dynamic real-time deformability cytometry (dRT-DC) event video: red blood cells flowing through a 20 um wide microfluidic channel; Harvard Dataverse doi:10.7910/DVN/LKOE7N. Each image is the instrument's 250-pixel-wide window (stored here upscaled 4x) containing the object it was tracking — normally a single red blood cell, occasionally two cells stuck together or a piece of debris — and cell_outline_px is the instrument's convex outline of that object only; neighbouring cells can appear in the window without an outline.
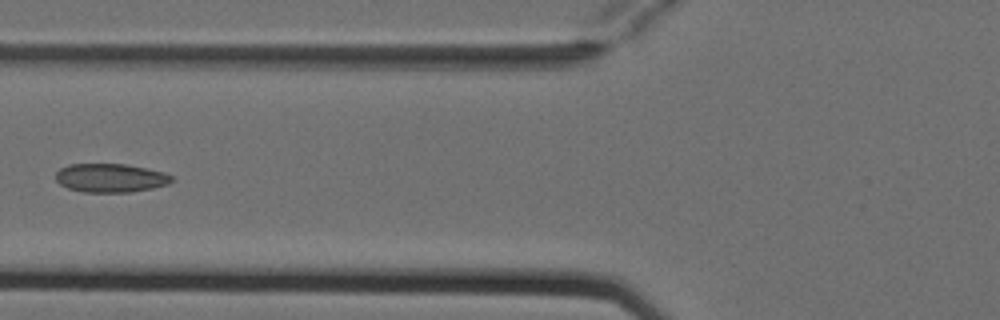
{"species": "Egyptian fruit bat (a non-hibernating species)", "species_latin": "Rousettus aegyptiacus", "temperature_condition": "cold", "stored_images_in_passage": 6, "camera_frame_rate_fps": 3000, "um_per_image_px": 0.085, "animal": {"sex": "female"}, "frame": {"image": 1, "passage_image": 5, "time_ms": 1.333, "image_size_px": [1000, 320], "cell_outline_px": [[172, 180], [168, 184], [152, 188], [132, 192], [84, 192], [68, 188], [60, 184], [56, 180], [56, 172], [60, 168], [68, 164], [124, 164], [164, 172], [172, 176]], "centroid_in_image_um": [9.37, 15.12], "position_along_channel_um": 116.4, "area_um2": 19.31}}
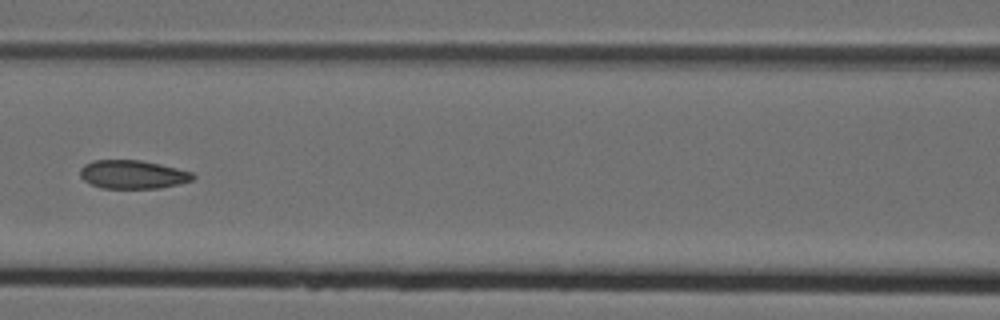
{"frame": {"image": 2, "passage_image": 6, "time_ms": 1.667, "image_size_px": [1000, 320], "cell_outline_px": [[196, 176], [192, 180], [180, 184], [160, 188], [100, 188], [84, 180], [80, 176], [80, 168], [84, 164], [92, 160], [140, 160], [160, 164], [192, 172]], "centroid_in_image_um": [11.28, 14.83], "position_along_channel_um": 155.3, "area_um2": 18.79}}